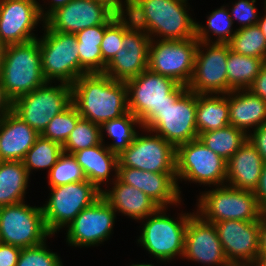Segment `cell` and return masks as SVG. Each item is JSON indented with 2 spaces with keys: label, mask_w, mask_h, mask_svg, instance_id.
Wrapping results in <instances>:
<instances>
[{
  "label": "cell",
  "mask_w": 266,
  "mask_h": 266,
  "mask_svg": "<svg viewBox=\"0 0 266 266\" xmlns=\"http://www.w3.org/2000/svg\"><path fill=\"white\" fill-rule=\"evenodd\" d=\"M13 111V101L5 92V88L0 81V120Z\"/></svg>",
  "instance_id": "obj_48"
},
{
  "label": "cell",
  "mask_w": 266,
  "mask_h": 266,
  "mask_svg": "<svg viewBox=\"0 0 266 266\" xmlns=\"http://www.w3.org/2000/svg\"><path fill=\"white\" fill-rule=\"evenodd\" d=\"M142 127L141 122L131 112L122 115L120 118L104 122L100 128L105 129L107 135L116 142L107 148L114 154L120 155L134 141L137 134L134 125Z\"/></svg>",
  "instance_id": "obj_33"
},
{
  "label": "cell",
  "mask_w": 266,
  "mask_h": 266,
  "mask_svg": "<svg viewBox=\"0 0 266 266\" xmlns=\"http://www.w3.org/2000/svg\"><path fill=\"white\" fill-rule=\"evenodd\" d=\"M71 89L80 116L100 126L129 112L126 83L104 73L84 74Z\"/></svg>",
  "instance_id": "obj_1"
},
{
  "label": "cell",
  "mask_w": 266,
  "mask_h": 266,
  "mask_svg": "<svg viewBox=\"0 0 266 266\" xmlns=\"http://www.w3.org/2000/svg\"><path fill=\"white\" fill-rule=\"evenodd\" d=\"M202 47H207L206 53ZM227 58L228 44L198 42L194 72L187 89L196 94H227Z\"/></svg>",
  "instance_id": "obj_16"
},
{
  "label": "cell",
  "mask_w": 266,
  "mask_h": 266,
  "mask_svg": "<svg viewBox=\"0 0 266 266\" xmlns=\"http://www.w3.org/2000/svg\"><path fill=\"white\" fill-rule=\"evenodd\" d=\"M175 159L176 180L180 178L214 186L226 182L227 161L199 139L177 146Z\"/></svg>",
  "instance_id": "obj_14"
},
{
  "label": "cell",
  "mask_w": 266,
  "mask_h": 266,
  "mask_svg": "<svg viewBox=\"0 0 266 266\" xmlns=\"http://www.w3.org/2000/svg\"><path fill=\"white\" fill-rule=\"evenodd\" d=\"M110 24H100L75 33L80 65L88 73H102L101 41Z\"/></svg>",
  "instance_id": "obj_31"
},
{
  "label": "cell",
  "mask_w": 266,
  "mask_h": 266,
  "mask_svg": "<svg viewBox=\"0 0 266 266\" xmlns=\"http://www.w3.org/2000/svg\"><path fill=\"white\" fill-rule=\"evenodd\" d=\"M43 86L16 99L13 112L41 134L48 123L72 104L71 85L61 82L57 86Z\"/></svg>",
  "instance_id": "obj_9"
},
{
  "label": "cell",
  "mask_w": 266,
  "mask_h": 266,
  "mask_svg": "<svg viewBox=\"0 0 266 266\" xmlns=\"http://www.w3.org/2000/svg\"><path fill=\"white\" fill-rule=\"evenodd\" d=\"M186 1L126 0L124 11L151 39L159 35L162 40H184L196 36V22L186 11Z\"/></svg>",
  "instance_id": "obj_2"
},
{
  "label": "cell",
  "mask_w": 266,
  "mask_h": 266,
  "mask_svg": "<svg viewBox=\"0 0 266 266\" xmlns=\"http://www.w3.org/2000/svg\"><path fill=\"white\" fill-rule=\"evenodd\" d=\"M264 160L247 139L226 163L229 186L254 192L258 187Z\"/></svg>",
  "instance_id": "obj_24"
},
{
  "label": "cell",
  "mask_w": 266,
  "mask_h": 266,
  "mask_svg": "<svg viewBox=\"0 0 266 266\" xmlns=\"http://www.w3.org/2000/svg\"><path fill=\"white\" fill-rule=\"evenodd\" d=\"M128 110L144 128L159 112L173 103L186 89L175 80L154 73L149 69L125 82Z\"/></svg>",
  "instance_id": "obj_4"
},
{
  "label": "cell",
  "mask_w": 266,
  "mask_h": 266,
  "mask_svg": "<svg viewBox=\"0 0 266 266\" xmlns=\"http://www.w3.org/2000/svg\"><path fill=\"white\" fill-rule=\"evenodd\" d=\"M198 210L197 214L210 223L224 220L259 221L264 213L254 192L227 184L203 193L199 198Z\"/></svg>",
  "instance_id": "obj_6"
},
{
  "label": "cell",
  "mask_w": 266,
  "mask_h": 266,
  "mask_svg": "<svg viewBox=\"0 0 266 266\" xmlns=\"http://www.w3.org/2000/svg\"><path fill=\"white\" fill-rule=\"evenodd\" d=\"M117 178L138 188L150 197L159 207L181 202L176 173H156L129 167H118Z\"/></svg>",
  "instance_id": "obj_22"
},
{
  "label": "cell",
  "mask_w": 266,
  "mask_h": 266,
  "mask_svg": "<svg viewBox=\"0 0 266 266\" xmlns=\"http://www.w3.org/2000/svg\"><path fill=\"white\" fill-rule=\"evenodd\" d=\"M16 266H63L60 257L49 251L45 242L21 249Z\"/></svg>",
  "instance_id": "obj_41"
},
{
  "label": "cell",
  "mask_w": 266,
  "mask_h": 266,
  "mask_svg": "<svg viewBox=\"0 0 266 266\" xmlns=\"http://www.w3.org/2000/svg\"><path fill=\"white\" fill-rule=\"evenodd\" d=\"M264 5H265V9H266V1H265ZM265 12H266V10H265ZM264 15H265L264 18L261 17V19H259L258 26L261 28V31H262L263 35L265 36V39H266V14H264Z\"/></svg>",
  "instance_id": "obj_50"
},
{
  "label": "cell",
  "mask_w": 266,
  "mask_h": 266,
  "mask_svg": "<svg viewBox=\"0 0 266 266\" xmlns=\"http://www.w3.org/2000/svg\"><path fill=\"white\" fill-rule=\"evenodd\" d=\"M82 167L86 179L102 191L100 185L107 182L111 171L118 169V155L112 153L103 143L72 153ZM113 169V170H111Z\"/></svg>",
  "instance_id": "obj_27"
},
{
  "label": "cell",
  "mask_w": 266,
  "mask_h": 266,
  "mask_svg": "<svg viewBox=\"0 0 266 266\" xmlns=\"http://www.w3.org/2000/svg\"><path fill=\"white\" fill-rule=\"evenodd\" d=\"M164 210H166L164 207H159L145 218L147 220L138 243L155 258L168 262L176 255L183 256L185 232L192 214L184 213L179 217V221H176L169 218Z\"/></svg>",
  "instance_id": "obj_7"
},
{
  "label": "cell",
  "mask_w": 266,
  "mask_h": 266,
  "mask_svg": "<svg viewBox=\"0 0 266 266\" xmlns=\"http://www.w3.org/2000/svg\"><path fill=\"white\" fill-rule=\"evenodd\" d=\"M41 7L36 0H0V40L12 45L37 39L31 31L43 19Z\"/></svg>",
  "instance_id": "obj_18"
},
{
  "label": "cell",
  "mask_w": 266,
  "mask_h": 266,
  "mask_svg": "<svg viewBox=\"0 0 266 266\" xmlns=\"http://www.w3.org/2000/svg\"><path fill=\"white\" fill-rule=\"evenodd\" d=\"M20 202L0 207V235L2 243L21 249L33 247L52 236L48 231L42 207Z\"/></svg>",
  "instance_id": "obj_10"
},
{
  "label": "cell",
  "mask_w": 266,
  "mask_h": 266,
  "mask_svg": "<svg viewBox=\"0 0 266 266\" xmlns=\"http://www.w3.org/2000/svg\"><path fill=\"white\" fill-rule=\"evenodd\" d=\"M101 196L102 191L88 180L51 187L49 201L42 207L48 231L57 233Z\"/></svg>",
  "instance_id": "obj_8"
},
{
  "label": "cell",
  "mask_w": 266,
  "mask_h": 266,
  "mask_svg": "<svg viewBox=\"0 0 266 266\" xmlns=\"http://www.w3.org/2000/svg\"><path fill=\"white\" fill-rule=\"evenodd\" d=\"M102 132L103 130H101L100 125L81 117L62 146L63 152L72 154L101 144L104 140Z\"/></svg>",
  "instance_id": "obj_37"
},
{
  "label": "cell",
  "mask_w": 266,
  "mask_h": 266,
  "mask_svg": "<svg viewBox=\"0 0 266 266\" xmlns=\"http://www.w3.org/2000/svg\"><path fill=\"white\" fill-rule=\"evenodd\" d=\"M256 266H266V264L262 260H258Z\"/></svg>",
  "instance_id": "obj_54"
},
{
  "label": "cell",
  "mask_w": 266,
  "mask_h": 266,
  "mask_svg": "<svg viewBox=\"0 0 266 266\" xmlns=\"http://www.w3.org/2000/svg\"><path fill=\"white\" fill-rule=\"evenodd\" d=\"M142 129L156 132L175 148L198 139L196 126V93L186 89Z\"/></svg>",
  "instance_id": "obj_11"
},
{
  "label": "cell",
  "mask_w": 266,
  "mask_h": 266,
  "mask_svg": "<svg viewBox=\"0 0 266 266\" xmlns=\"http://www.w3.org/2000/svg\"><path fill=\"white\" fill-rule=\"evenodd\" d=\"M248 140L266 163V123L255 129L253 133L248 134Z\"/></svg>",
  "instance_id": "obj_43"
},
{
  "label": "cell",
  "mask_w": 266,
  "mask_h": 266,
  "mask_svg": "<svg viewBox=\"0 0 266 266\" xmlns=\"http://www.w3.org/2000/svg\"><path fill=\"white\" fill-rule=\"evenodd\" d=\"M118 8L124 9L122 0H111ZM126 1V0H125Z\"/></svg>",
  "instance_id": "obj_53"
},
{
  "label": "cell",
  "mask_w": 266,
  "mask_h": 266,
  "mask_svg": "<svg viewBox=\"0 0 266 266\" xmlns=\"http://www.w3.org/2000/svg\"><path fill=\"white\" fill-rule=\"evenodd\" d=\"M198 42L196 37L184 40L159 39L156 42L152 38L148 69L187 86L193 76Z\"/></svg>",
  "instance_id": "obj_12"
},
{
  "label": "cell",
  "mask_w": 266,
  "mask_h": 266,
  "mask_svg": "<svg viewBox=\"0 0 266 266\" xmlns=\"http://www.w3.org/2000/svg\"><path fill=\"white\" fill-rule=\"evenodd\" d=\"M0 81L13 102L47 82L41 69L38 38L5 46Z\"/></svg>",
  "instance_id": "obj_3"
},
{
  "label": "cell",
  "mask_w": 266,
  "mask_h": 266,
  "mask_svg": "<svg viewBox=\"0 0 266 266\" xmlns=\"http://www.w3.org/2000/svg\"><path fill=\"white\" fill-rule=\"evenodd\" d=\"M44 25L46 33L38 39L44 79L72 85L80 76L88 73L79 62L76 35L54 31Z\"/></svg>",
  "instance_id": "obj_5"
},
{
  "label": "cell",
  "mask_w": 266,
  "mask_h": 266,
  "mask_svg": "<svg viewBox=\"0 0 266 266\" xmlns=\"http://www.w3.org/2000/svg\"><path fill=\"white\" fill-rule=\"evenodd\" d=\"M266 256V215L259 218V260Z\"/></svg>",
  "instance_id": "obj_47"
},
{
  "label": "cell",
  "mask_w": 266,
  "mask_h": 266,
  "mask_svg": "<svg viewBox=\"0 0 266 266\" xmlns=\"http://www.w3.org/2000/svg\"><path fill=\"white\" fill-rule=\"evenodd\" d=\"M69 1L71 0H51L50 9L45 11V14H43V23L44 20L56 9L65 6Z\"/></svg>",
  "instance_id": "obj_49"
},
{
  "label": "cell",
  "mask_w": 266,
  "mask_h": 266,
  "mask_svg": "<svg viewBox=\"0 0 266 266\" xmlns=\"http://www.w3.org/2000/svg\"><path fill=\"white\" fill-rule=\"evenodd\" d=\"M225 266H256V262H228Z\"/></svg>",
  "instance_id": "obj_51"
},
{
  "label": "cell",
  "mask_w": 266,
  "mask_h": 266,
  "mask_svg": "<svg viewBox=\"0 0 266 266\" xmlns=\"http://www.w3.org/2000/svg\"><path fill=\"white\" fill-rule=\"evenodd\" d=\"M40 134L13 111L0 120L1 161H23Z\"/></svg>",
  "instance_id": "obj_23"
},
{
  "label": "cell",
  "mask_w": 266,
  "mask_h": 266,
  "mask_svg": "<svg viewBox=\"0 0 266 266\" xmlns=\"http://www.w3.org/2000/svg\"><path fill=\"white\" fill-rule=\"evenodd\" d=\"M229 120L230 125L248 135L249 127L254 126L255 130L266 123V102L248 89L232 90L229 92Z\"/></svg>",
  "instance_id": "obj_26"
},
{
  "label": "cell",
  "mask_w": 266,
  "mask_h": 266,
  "mask_svg": "<svg viewBox=\"0 0 266 266\" xmlns=\"http://www.w3.org/2000/svg\"><path fill=\"white\" fill-rule=\"evenodd\" d=\"M266 61L262 58L241 55L230 50L226 62L228 93L232 90L248 89Z\"/></svg>",
  "instance_id": "obj_30"
},
{
  "label": "cell",
  "mask_w": 266,
  "mask_h": 266,
  "mask_svg": "<svg viewBox=\"0 0 266 266\" xmlns=\"http://www.w3.org/2000/svg\"><path fill=\"white\" fill-rule=\"evenodd\" d=\"M115 210L101 196L92 205L84 208L67 225V242L72 246H93L108 239L113 229Z\"/></svg>",
  "instance_id": "obj_17"
},
{
  "label": "cell",
  "mask_w": 266,
  "mask_h": 266,
  "mask_svg": "<svg viewBox=\"0 0 266 266\" xmlns=\"http://www.w3.org/2000/svg\"><path fill=\"white\" fill-rule=\"evenodd\" d=\"M228 44L235 53L266 61V39L258 25L236 29Z\"/></svg>",
  "instance_id": "obj_34"
},
{
  "label": "cell",
  "mask_w": 266,
  "mask_h": 266,
  "mask_svg": "<svg viewBox=\"0 0 266 266\" xmlns=\"http://www.w3.org/2000/svg\"><path fill=\"white\" fill-rule=\"evenodd\" d=\"M151 38L141 28L132 25L123 36V49L119 50L106 66L104 74L117 81L126 82L148 69Z\"/></svg>",
  "instance_id": "obj_19"
},
{
  "label": "cell",
  "mask_w": 266,
  "mask_h": 266,
  "mask_svg": "<svg viewBox=\"0 0 266 266\" xmlns=\"http://www.w3.org/2000/svg\"><path fill=\"white\" fill-rule=\"evenodd\" d=\"M234 22L232 21L229 9L221 8L213 11L207 18V29L201 24L196 23V39L199 42L210 43L209 32L216 35L217 40L211 43L228 44L235 34L231 27ZM233 32V33H232Z\"/></svg>",
  "instance_id": "obj_36"
},
{
  "label": "cell",
  "mask_w": 266,
  "mask_h": 266,
  "mask_svg": "<svg viewBox=\"0 0 266 266\" xmlns=\"http://www.w3.org/2000/svg\"><path fill=\"white\" fill-rule=\"evenodd\" d=\"M214 225L228 262L259 260V221L224 220Z\"/></svg>",
  "instance_id": "obj_20"
},
{
  "label": "cell",
  "mask_w": 266,
  "mask_h": 266,
  "mask_svg": "<svg viewBox=\"0 0 266 266\" xmlns=\"http://www.w3.org/2000/svg\"><path fill=\"white\" fill-rule=\"evenodd\" d=\"M29 174L22 161L0 162V207L23 202Z\"/></svg>",
  "instance_id": "obj_29"
},
{
  "label": "cell",
  "mask_w": 266,
  "mask_h": 266,
  "mask_svg": "<svg viewBox=\"0 0 266 266\" xmlns=\"http://www.w3.org/2000/svg\"><path fill=\"white\" fill-rule=\"evenodd\" d=\"M257 198V202L261 209L264 211L266 209V163L261 171L260 180L258 187L254 191Z\"/></svg>",
  "instance_id": "obj_46"
},
{
  "label": "cell",
  "mask_w": 266,
  "mask_h": 266,
  "mask_svg": "<svg viewBox=\"0 0 266 266\" xmlns=\"http://www.w3.org/2000/svg\"><path fill=\"white\" fill-rule=\"evenodd\" d=\"M248 90L266 102V63L260 69L259 74L256 76L253 84Z\"/></svg>",
  "instance_id": "obj_45"
},
{
  "label": "cell",
  "mask_w": 266,
  "mask_h": 266,
  "mask_svg": "<svg viewBox=\"0 0 266 266\" xmlns=\"http://www.w3.org/2000/svg\"><path fill=\"white\" fill-rule=\"evenodd\" d=\"M198 139L209 149L228 161L248 139L242 130L232 125L200 133Z\"/></svg>",
  "instance_id": "obj_32"
},
{
  "label": "cell",
  "mask_w": 266,
  "mask_h": 266,
  "mask_svg": "<svg viewBox=\"0 0 266 266\" xmlns=\"http://www.w3.org/2000/svg\"><path fill=\"white\" fill-rule=\"evenodd\" d=\"M50 187L87 180L72 154L62 153L48 173Z\"/></svg>",
  "instance_id": "obj_40"
},
{
  "label": "cell",
  "mask_w": 266,
  "mask_h": 266,
  "mask_svg": "<svg viewBox=\"0 0 266 266\" xmlns=\"http://www.w3.org/2000/svg\"><path fill=\"white\" fill-rule=\"evenodd\" d=\"M62 153L63 149L60 144L40 135L28 150L22 162L29 175L31 169L49 168V172Z\"/></svg>",
  "instance_id": "obj_35"
},
{
  "label": "cell",
  "mask_w": 266,
  "mask_h": 266,
  "mask_svg": "<svg viewBox=\"0 0 266 266\" xmlns=\"http://www.w3.org/2000/svg\"><path fill=\"white\" fill-rule=\"evenodd\" d=\"M266 264V256L261 259Z\"/></svg>",
  "instance_id": "obj_56"
},
{
  "label": "cell",
  "mask_w": 266,
  "mask_h": 266,
  "mask_svg": "<svg viewBox=\"0 0 266 266\" xmlns=\"http://www.w3.org/2000/svg\"><path fill=\"white\" fill-rule=\"evenodd\" d=\"M183 257L204 265L225 266L228 263L214 223L203 220L197 213L188 220Z\"/></svg>",
  "instance_id": "obj_21"
},
{
  "label": "cell",
  "mask_w": 266,
  "mask_h": 266,
  "mask_svg": "<svg viewBox=\"0 0 266 266\" xmlns=\"http://www.w3.org/2000/svg\"><path fill=\"white\" fill-rule=\"evenodd\" d=\"M80 118L78 110L71 104L56 115L40 135L63 146Z\"/></svg>",
  "instance_id": "obj_39"
},
{
  "label": "cell",
  "mask_w": 266,
  "mask_h": 266,
  "mask_svg": "<svg viewBox=\"0 0 266 266\" xmlns=\"http://www.w3.org/2000/svg\"><path fill=\"white\" fill-rule=\"evenodd\" d=\"M131 266H154V265H152V264H144V263H142V264H132Z\"/></svg>",
  "instance_id": "obj_55"
},
{
  "label": "cell",
  "mask_w": 266,
  "mask_h": 266,
  "mask_svg": "<svg viewBox=\"0 0 266 266\" xmlns=\"http://www.w3.org/2000/svg\"><path fill=\"white\" fill-rule=\"evenodd\" d=\"M176 148L163 137L136 135L130 146L118 155V167L156 173H176Z\"/></svg>",
  "instance_id": "obj_15"
},
{
  "label": "cell",
  "mask_w": 266,
  "mask_h": 266,
  "mask_svg": "<svg viewBox=\"0 0 266 266\" xmlns=\"http://www.w3.org/2000/svg\"><path fill=\"white\" fill-rule=\"evenodd\" d=\"M123 11L111 0H71L53 11L44 23L51 30L75 34L92 26L111 24Z\"/></svg>",
  "instance_id": "obj_13"
},
{
  "label": "cell",
  "mask_w": 266,
  "mask_h": 266,
  "mask_svg": "<svg viewBox=\"0 0 266 266\" xmlns=\"http://www.w3.org/2000/svg\"><path fill=\"white\" fill-rule=\"evenodd\" d=\"M5 44L0 40V66L2 64V59L4 56Z\"/></svg>",
  "instance_id": "obj_52"
},
{
  "label": "cell",
  "mask_w": 266,
  "mask_h": 266,
  "mask_svg": "<svg viewBox=\"0 0 266 266\" xmlns=\"http://www.w3.org/2000/svg\"><path fill=\"white\" fill-rule=\"evenodd\" d=\"M209 95L196 94V126L198 135L230 125L229 93L221 94V97L218 94Z\"/></svg>",
  "instance_id": "obj_28"
},
{
  "label": "cell",
  "mask_w": 266,
  "mask_h": 266,
  "mask_svg": "<svg viewBox=\"0 0 266 266\" xmlns=\"http://www.w3.org/2000/svg\"><path fill=\"white\" fill-rule=\"evenodd\" d=\"M125 16V17H124ZM123 11L106 29L101 41L102 73L119 50L123 49L124 33L133 25L131 18ZM129 19V21H128Z\"/></svg>",
  "instance_id": "obj_38"
},
{
  "label": "cell",
  "mask_w": 266,
  "mask_h": 266,
  "mask_svg": "<svg viewBox=\"0 0 266 266\" xmlns=\"http://www.w3.org/2000/svg\"><path fill=\"white\" fill-rule=\"evenodd\" d=\"M21 248L0 243V266H16Z\"/></svg>",
  "instance_id": "obj_44"
},
{
  "label": "cell",
  "mask_w": 266,
  "mask_h": 266,
  "mask_svg": "<svg viewBox=\"0 0 266 266\" xmlns=\"http://www.w3.org/2000/svg\"><path fill=\"white\" fill-rule=\"evenodd\" d=\"M255 2L256 0H239L234 4L230 15L232 21L233 18L240 21L242 25L239 28L258 25L260 18L257 16Z\"/></svg>",
  "instance_id": "obj_42"
},
{
  "label": "cell",
  "mask_w": 266,
  "mask_h": 266,
  "mask_svg": "<svg viewBox=\"0 0 266 266\" xmlns=\"http://www.w3.org/2000/svg\"><path fill=\"white\" fill-rule=\"evenodd\" d=\"M114 181L112 190H102V197L115 211L136 220H143L159 208L150 197L138 188L121 182L117 178V174Z\"/></svg>",
  "instance_id": "obj_25"
}]
</instances>
